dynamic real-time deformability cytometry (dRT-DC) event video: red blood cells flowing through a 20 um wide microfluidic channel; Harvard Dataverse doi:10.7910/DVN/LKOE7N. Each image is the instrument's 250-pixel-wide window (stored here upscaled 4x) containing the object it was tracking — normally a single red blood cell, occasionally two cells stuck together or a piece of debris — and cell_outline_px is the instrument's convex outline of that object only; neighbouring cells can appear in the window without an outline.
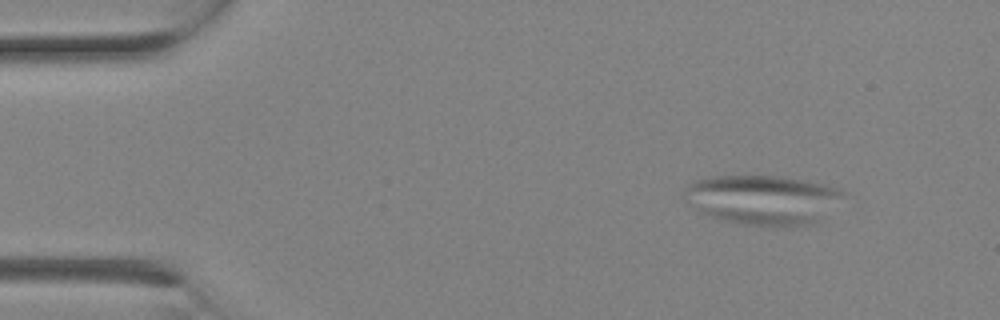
{"species": "Egyptian fruit bat (a non-hibernating species)", "species_latin": "Rousettus aegyptiacus", "temperature_condition": "room temperature", "stored_images_in_passage": 3, "camera_frame_rate_fps": 3000, "um_per_image_px": 0.085, "animal": {"sex": "female"}, "frame": {"image": 1, "passage_image": 2, "time_ms": 0.333, "image_size_px": [1000, 320], "cell_outline_px": [[844, 192], [820, 224], [788, 228], [776, 228], [740, 224], [724, 220], [700, 212], [696, 208], [684, 188], [688, 184], [696, 180], [716, 176], [776, 176], [804, 180], [824, 184], [836, 188]], "centroid_in_image_um": [64.92, 17.02], "position_along_channel_um": 20.1, "area_um2": 45.89}}